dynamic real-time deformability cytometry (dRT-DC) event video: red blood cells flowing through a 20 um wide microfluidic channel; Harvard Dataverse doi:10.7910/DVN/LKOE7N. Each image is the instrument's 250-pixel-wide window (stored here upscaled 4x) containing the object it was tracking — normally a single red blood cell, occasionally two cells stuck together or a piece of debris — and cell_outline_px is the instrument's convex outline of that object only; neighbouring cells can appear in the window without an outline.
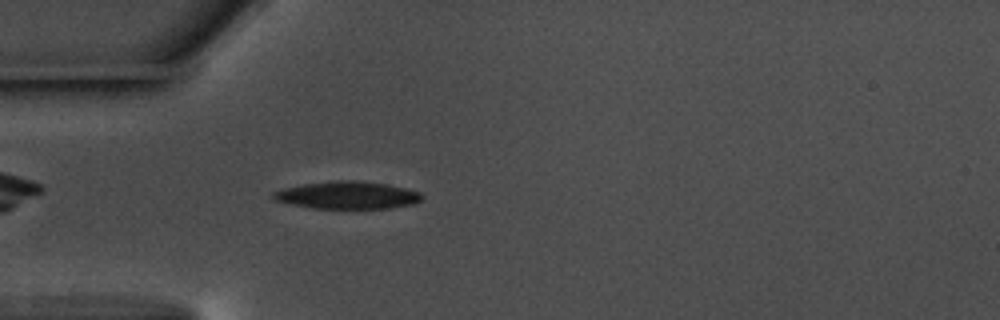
{"species": "common noctule bat (a hibernating species)", "species_latin": "Nyctalus noctula", "temperature_condition": "warm", "stored_images_in_passage": 40, "camera_frame_rate_fps": 3000, "um_per_image_px": 0.085, "animal": {"sex": "male", "body_mass_g": 17.5, "forearm_length_mm": 52.3}, "frame": {"image": 1, "passage_image": 5, "time_ms": 1.333, "image_size_px": [1000, 320], "cell_outline_px": [[424, 196], [420, 200], [412, 204], [388, 208], [316, 208], [292, 204], [276, 200], [272, 196], [272, 192], [284, 188], [304, 184], [336, 180], [352, 180], [384, 184], [404, 188], [420, 192]], "centroid_in_image_um": [29.53, 16.59], "position_along_channel_um": 55.5, "area_um2": 23.35}}
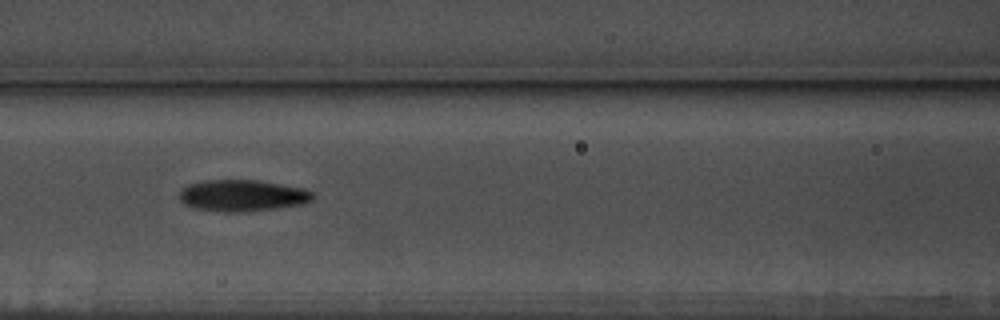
{"frame": {"image": 2, "passage_image": 13, "time_ms": 4.0, "image_size_px": [1000, 320], "cell_outline_px": [[312, 200], [304, 204], [276, 208], [236, 212], [224, 212], [192, 208], [184, 204], [180, 200], [180, 192], [188, 184], [204, 180], [256, 180], [304, 188], [312, 192]], "centroid_in_image_um": [20.58, 16.62], "position_along_channel_um": 146.0, "area_um2": 24.39}}
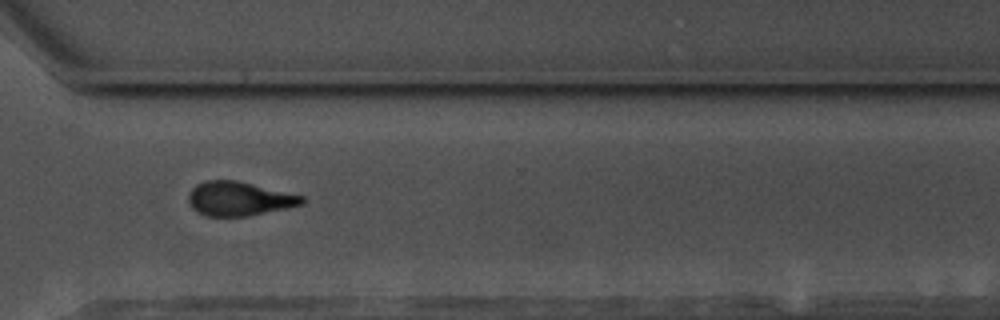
{"frame": {"image": 3, "passage_image": 30, "time_ms": 9.667, "image_size_px": [1000, 320], "cell_outline_px": [[304, 204], [248, 216], [208, 216], [192, 208], [188, 200], [188, 196], [192, 188], [196, 184], [204, 180], [240, 180], [304, 196]], "centroid_in_image_um": [20.33, 16.87], "position_along_channel_um": 350.3, "area_um2": 22.6}, "authors_computed_cell_mechanics": {"area_um2": 23.12, "velocity_mm_per_s": 3.6099, "shape_relaxation_time_tau1_ms": 4.0442, "shape_relaxation_time_tau2_ms": 4.7512, "deformation_change_tau1": 0.1821, "deformation_change_tau2": 0.122}}